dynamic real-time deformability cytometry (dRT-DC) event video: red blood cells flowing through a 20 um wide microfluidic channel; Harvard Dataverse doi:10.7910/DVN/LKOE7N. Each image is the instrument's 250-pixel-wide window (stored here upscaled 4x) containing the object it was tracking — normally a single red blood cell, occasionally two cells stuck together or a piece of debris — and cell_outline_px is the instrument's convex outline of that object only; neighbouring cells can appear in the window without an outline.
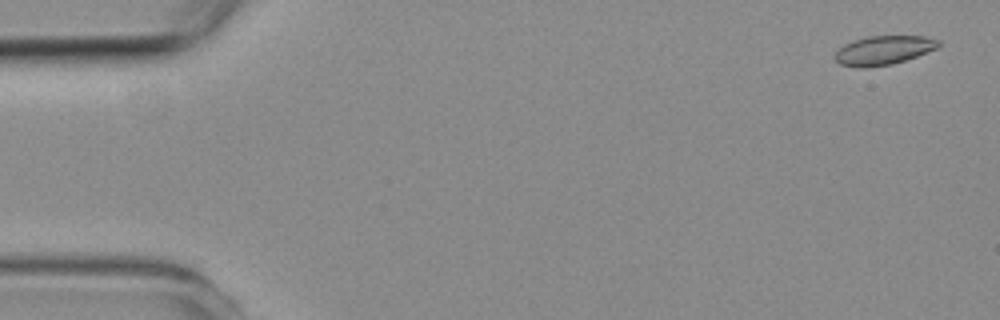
{"species": "common noctule bat (a hibernating species)", "species_latin": "Nyctalus noctula", "temperature_condition": "room temperature", "stored_images_in_passage": 2, "segment_of_instrument_passage": [2, 2], "camera_frame_rate_fps": 3000, "um_per_image_px": 0.085, "animal": {"sex": "female", "body_mass_g": 19.3, "forearm_length_mm": 54.1}, "frame": {"image": 1, "passage_image": 2, "time_ms": 2.0, "image_size_px": [1000, 320], "cell_outline_px": [[940, 44], [936, 48], [916, 56], [892, 64], [860, 68], [840, 64], [836, 60], [836, 52], [844, 44], [852, 40], [868, 36], [924, 36], [940, 40]], "centroid_in_image_um": [75.09, 4.26], "position_along_channel_um": 9.9, "area_um2": 17.28}}